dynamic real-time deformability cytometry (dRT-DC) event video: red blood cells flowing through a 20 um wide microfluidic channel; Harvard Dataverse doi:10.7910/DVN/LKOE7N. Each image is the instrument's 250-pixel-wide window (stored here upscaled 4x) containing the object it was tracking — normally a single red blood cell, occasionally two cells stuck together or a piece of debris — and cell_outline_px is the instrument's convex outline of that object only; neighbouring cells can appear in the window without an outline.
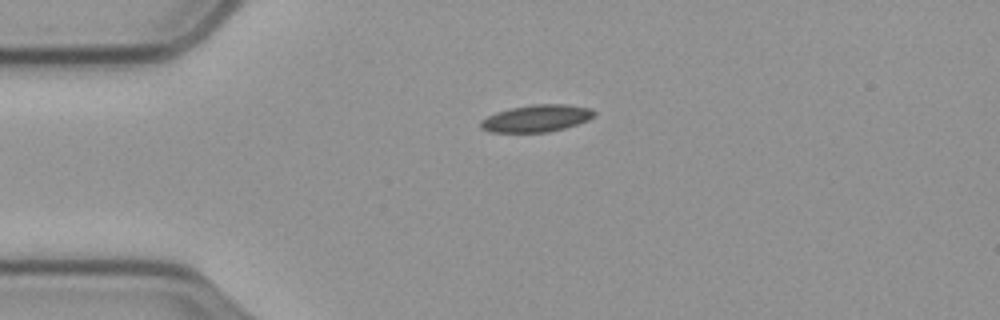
{"species": "common noctule bat (a hibernating species)", "species_latin": "Nyctalus noctula", "temperature_condition": "cold", "stored_images_in_passage": 10, "camera_frame_rate_fps": 3000, "um_per_image_px": 0.085, "animal": {"sex": "male", "body_mass_g": 23.1, "forearm_length_mm": 52.7}, "frame": {"image": 1, "passage_image": 1, "time_ms": 0.0, "image_size_px": [1000, 320], "cell_outline_px": [[596, 112], [588, 120], [564, 128], [548, 132], [488, 132], [480, 128], [480, 120], [496, 112], [512, 108], [532, 104], [564, 104], [592, 108]], "centroid_in_image_um": [45.58, 10.06], "position_along_channel_um": 39.4, "area_um2": 17.86}}